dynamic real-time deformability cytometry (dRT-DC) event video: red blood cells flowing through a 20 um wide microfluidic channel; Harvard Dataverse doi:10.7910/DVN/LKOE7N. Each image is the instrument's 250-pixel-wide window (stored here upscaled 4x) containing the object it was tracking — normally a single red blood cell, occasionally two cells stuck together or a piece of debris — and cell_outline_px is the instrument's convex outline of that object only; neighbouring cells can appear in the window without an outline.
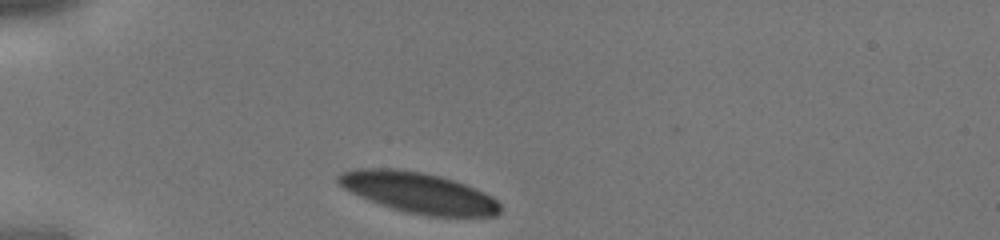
{"species": "human", "species_latin": "Homo sapiens", "temperature_condition": "cold", "stored_images_in_passage": 26, "camera_frame_rate_fps": 3000, "um_per_image_px": 0.085, "donor": {"sex": "male"}, "frame": {"image": 1, "passage_image": 1, "time_ms": 0.0, "image_size_px": [1000, 240], "cell_outline_px": [[504, 208], [496, 216], [428, 216], [408, 212], [392, 208], [380, 204], [360, 196], [344, 188], [336, 180], [336, 176], [344, 172], [356, 168], [396, 168], [420, 172], [440, 176], [464, 184], [484, 192], [492, 196]], "centroid_in_image_um": [35.6, 16.37], "position_along_channel_um": 49.4, "area_um2": 38.09}}
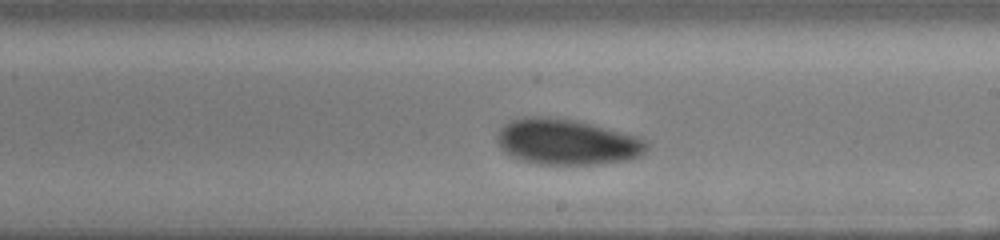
{"frame": {"image": 2, "passage_image": 15, "time_ms": 4.667, "image_size_px": [1000, 240], "cell_outline_px": [[648, 148], [640, 156], [632, 160], [600, 164], [536, 164], [520, 160], [504, 152], [500, 148], [496, 140], [496, 132], [504, 124], [512, 120], [524, 116], [544, 116], [576, 120], [640, 136], [648, 140]], "centroid_in_image_um": [48.2, 12.06], "position_along_channel_um": 240.8, "area_um2": 40.58}}
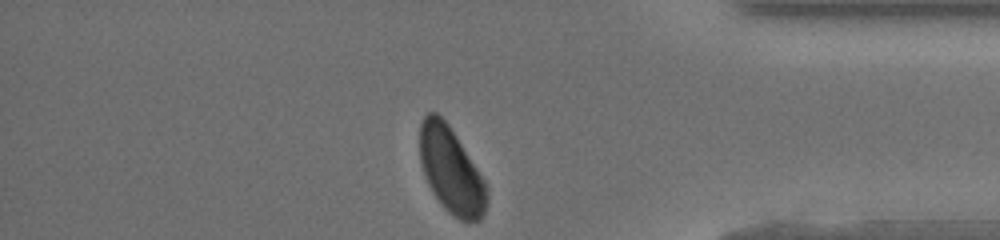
{"frame": {"image": 3, "passage_image": 26, "time_ms": 8.333, "image_size_px": [1000, 240], "cell_outline_px": [[488, 200], [484, 212], [480, 220], [460, 220], [448, 212], [444, 208], [428, 184], [420, 160], [420, 124], [424, 116], [428, 112], [436, 112], [448, 124], [484, 180]], "centroid_in_image_um": [38.33, 14.48], "position_along_channel_um": 396.9, "area_um2": 32.89}}